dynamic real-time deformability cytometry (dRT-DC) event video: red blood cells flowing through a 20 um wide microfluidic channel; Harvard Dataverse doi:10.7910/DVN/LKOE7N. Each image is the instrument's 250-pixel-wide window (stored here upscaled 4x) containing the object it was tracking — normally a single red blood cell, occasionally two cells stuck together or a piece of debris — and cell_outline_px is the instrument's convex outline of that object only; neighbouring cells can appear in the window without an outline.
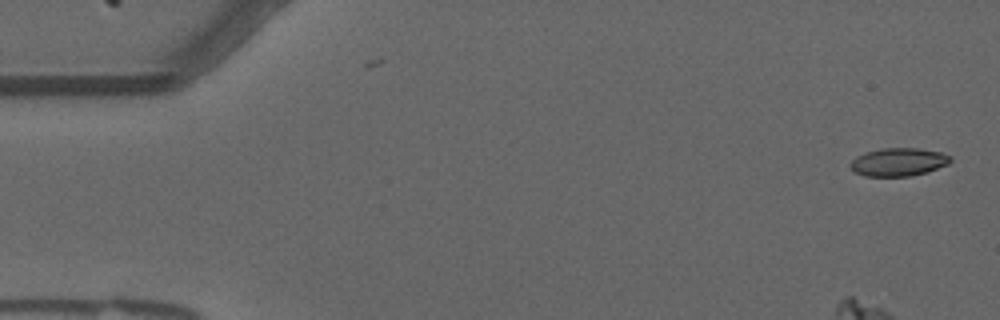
{"species": "common noctule bat (a hibernating species)", "species_latin": "Nyctalus noctula", "temperature_condition": "warm", "stored_images_in_passage": 57, "camera_frame_rate_fps": 3000, "um_per_image_px": 0.085, "animal": {"sex": "male", "forearm_length_mm": 52.5}, "frame": {"image": 1, "passage_image": 1, "time_ms": 0.0, "image_size_px": [1000, 320], "cell_outline_px": [[952, 160], [948, 164], [928, 172], [912, 176], [864, 176], [856, 172], [848, 164], [856, 156], [864, 152], [880, 148], [916, 148], [940, 152], [952, 156]], "centroid_in_image_um": [76.37, 13.77], "position_along_channel_um": 8.6, "area_um2": 16.53}}